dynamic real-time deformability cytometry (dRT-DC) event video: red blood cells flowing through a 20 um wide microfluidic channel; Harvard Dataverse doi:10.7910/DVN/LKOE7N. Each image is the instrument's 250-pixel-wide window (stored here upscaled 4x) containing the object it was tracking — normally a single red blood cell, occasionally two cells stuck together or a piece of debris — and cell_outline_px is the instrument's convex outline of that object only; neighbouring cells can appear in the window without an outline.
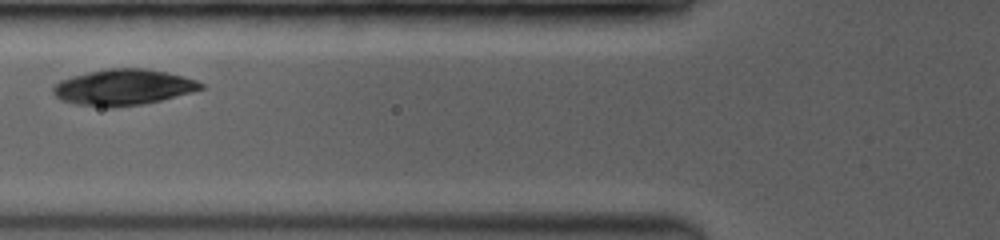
{"species": "common noctule bat (a hibernating species)", "species_latin": "Nyctalus noctula", "temperature_condition": "room temperature", "stored_images_in_passage": 13, "camera_frame_rate_fps": 3500, "um_per_image_px": 0.085, "animal": {"sex": "female", "body_mass_g": 19.0, "forearm_length_mm": 53.3}, "frame": {"image": 1, "passage_image": 4, "time_ms": 2.0, "image_size_px": [1000, 240], "cell_outline_px": [[204, 88], [192, 92], [160, 100], [140, 104], [112, 108], [108, 108], [76, 104], [60, 100], [52, 92], [52, 88], [60, 80], [72, 76], [88, 72], [108, 68], [140, 68], [168, 72], [184, 76], [196, 80], [204, 84]], "centroid_in_image_um": [10.46, 7.41], "position_along_channel_um": 115.3, "area_um2": 30.92}}